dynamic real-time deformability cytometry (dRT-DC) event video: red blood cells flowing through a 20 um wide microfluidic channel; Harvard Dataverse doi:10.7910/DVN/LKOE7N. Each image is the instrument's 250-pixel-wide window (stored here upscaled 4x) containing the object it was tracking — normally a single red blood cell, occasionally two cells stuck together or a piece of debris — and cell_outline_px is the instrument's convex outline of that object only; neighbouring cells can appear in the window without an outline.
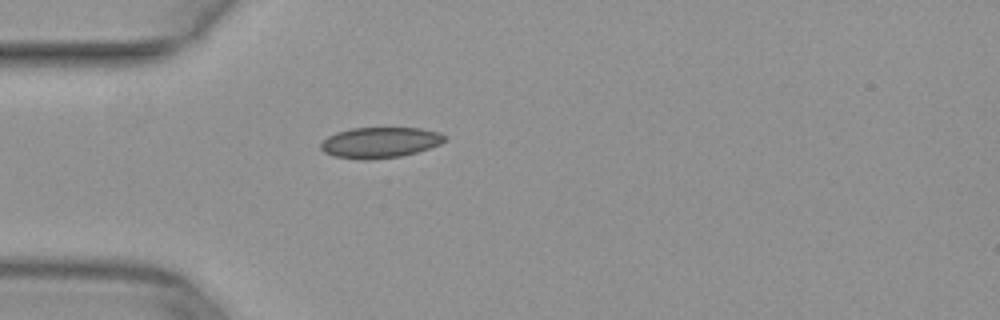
{"species": "common noctule bat (a hibernating species)", "species_latin": "Nyctalus noctula", "temperature_condition": "warm", "stored_images_in_passage": 36, "camera_frame_rate_fps": 3000, "um_per_image_px": 0.085, "animal": {"sex": "female", "body_mass_g": 29.2, "forearm_length_mm": 56.3}, "frame": {"image": 1, "passage_image": 1, "time_ms": 0.0, "image_size_px": [1000, 320], "cell_outline_px": [[448, 140], [440, 144], [416, 152], [400, 156], [368, 160], [336, 156], [324, 152], [320, 148], [320, 144], [328, 136], [336, 132], [352, 128], [420, 128], [440, 132], [448, 136]], "centroid_in_image_um": [32.34, 12.1], "position_along_channel_um": 52.7, "area_um2": 22.14}}
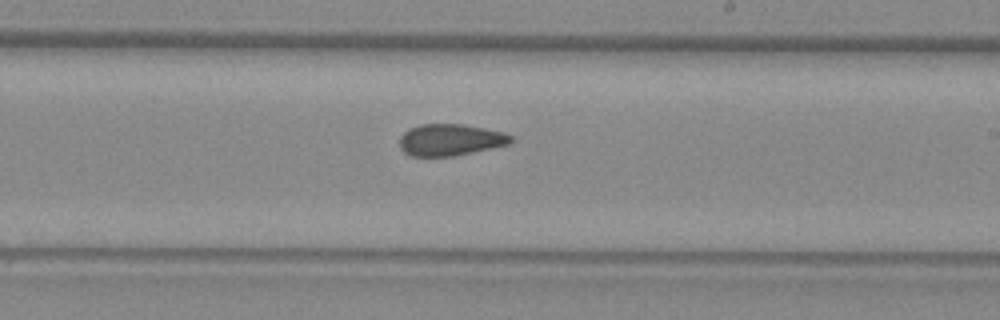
{"frame": {"image": 2, "passage_image": 16, "time_ms": 5.0, "image_size_px": [1000, 320], "cell_outline_px": [[512, 140], [508, 144], [492, 148], [456, 156], [412, 156], [404, 152], [400, 148], [400, 136], [408, 128], [420, 124], [464, 124], [504, 132], [512, 136]], "centroid_in_image_um": [38.26, 11.88], "position_along_channel_um": 250.7, "area_um2": 20.63}}
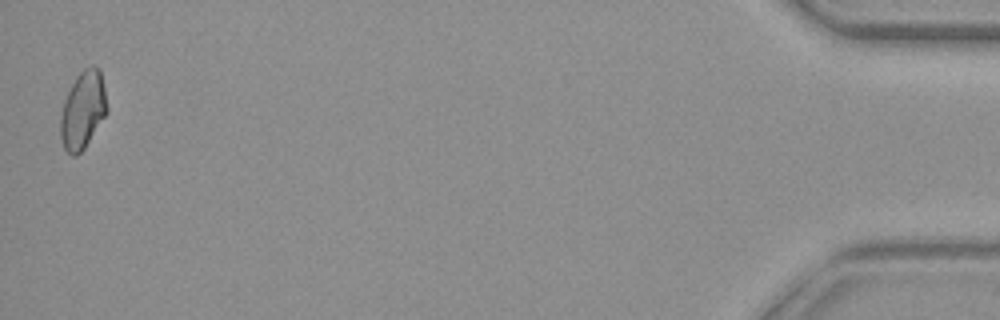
{"frame": {"image": 3, "passage_image": 36, "time_ms": 11.667, "image_size_px": [1000, 320], "cell_outline_px": [[108, 112], [84, 148], [76, 156], [72, 156], [64, 148], [60, 136], [60, 116], [64, 100], [76, 76], [84, 68], [92, 64], [100, 68], [108, 108]], "centroid_in_image_um": [7.05, 9.34], "position_along_channel_um": 428.2, "area_um2": 21.1}}